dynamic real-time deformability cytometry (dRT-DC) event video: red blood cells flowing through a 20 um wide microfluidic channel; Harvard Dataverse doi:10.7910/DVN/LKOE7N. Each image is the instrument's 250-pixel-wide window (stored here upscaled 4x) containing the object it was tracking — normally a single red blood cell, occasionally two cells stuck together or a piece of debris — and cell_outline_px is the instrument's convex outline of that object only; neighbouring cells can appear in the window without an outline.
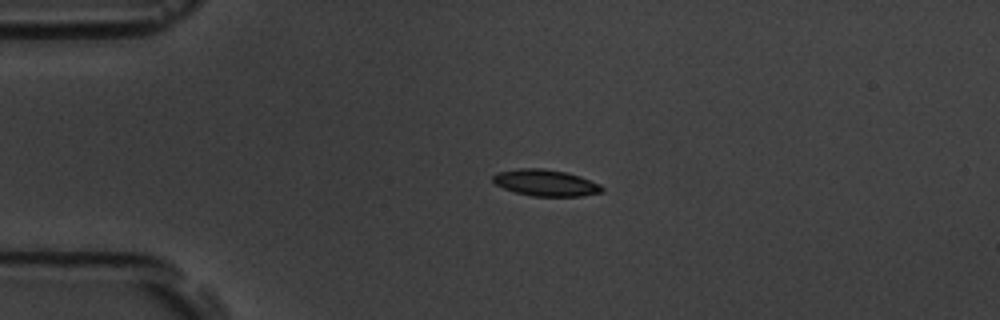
{"species": "common noctule bat (a hibernating species)", "species_latin": "Nyctalus noctula", "temperature_condition": "room temperature", "stored_images_in_passage": 43, "camera_frame_rate_fps": 3000, "um_per_image_px": 0.085, "animal": {"sex": "male", "body_mass_g": 19.5, "forearm_length_mm": 54.6}, "frame": {"image": 1, "passage_image": 1, "time_ms": 0.0, "image_size_px": [1000, 320], "cell_outline_px": [[604, 192], [580, 196], [532, 196], [516, 192], [504, 188], [496, 184], [492, 180], [492, 176], [496, 172], [520, 168], [540, 168], [564, 172], [580, 176], [600, 184], [604, 188]], "centroid_in_image_um": [46.38, 15.54], "position_along_channel_um": 38.6, "area_um2": 16.76}}
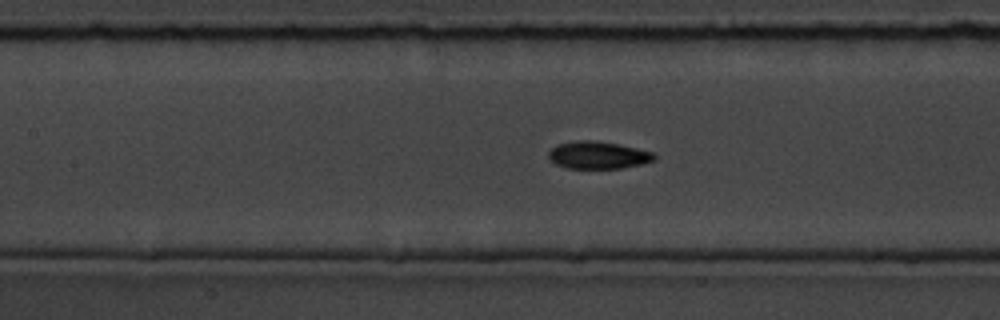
{"frame": {"image": 2, "passage_image": 13, "time_ms": 4.0, "image_size_px": [1000, 320], "cell_outline_px": [[656, 160], [640, 164], [620, 168], [568, 168], [556, 164], [548, 160], [548, 152], [556, 144], [580, 140], [596, 140], [636, 148], [652, 152], [656, 156]], "centroid_in_image_um": [50.79, 13.18], "position_along_channel_um": 156.6, "area_um2": 16.82}}
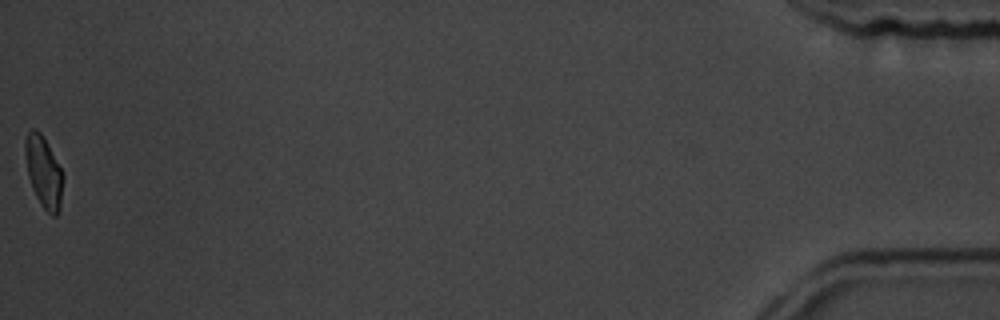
{"frame": {"image": 3, "passage_image": 43, "time_ms": 14.0, "image_size_px": [1000, 320], "cell_outline_px": [[64, 176], [60, 208], [56, 216], [52, 216], [40, 204], [32, 188], [28, 176], [24, 152], [24, 140], [28, 132], [32, 128], [36, 128], [40, 132], [64, 172]], "centroid_in_image_um": [3.71, 14.61], "position_along_channel_um": 431.5, "area_um2": 15.95}, "authors_computed_cell_mechanics": {"area_um2": 16.473, "velocity_mm_per_s": 3.7644, "shape_relaxation_time_tau1_ms": 2.5578, "shape_relaxation_time_tau2_ms": 3.4046, "deformation_change_tau1": 0.1127, "deformation_change_tau2": 0.0761}}